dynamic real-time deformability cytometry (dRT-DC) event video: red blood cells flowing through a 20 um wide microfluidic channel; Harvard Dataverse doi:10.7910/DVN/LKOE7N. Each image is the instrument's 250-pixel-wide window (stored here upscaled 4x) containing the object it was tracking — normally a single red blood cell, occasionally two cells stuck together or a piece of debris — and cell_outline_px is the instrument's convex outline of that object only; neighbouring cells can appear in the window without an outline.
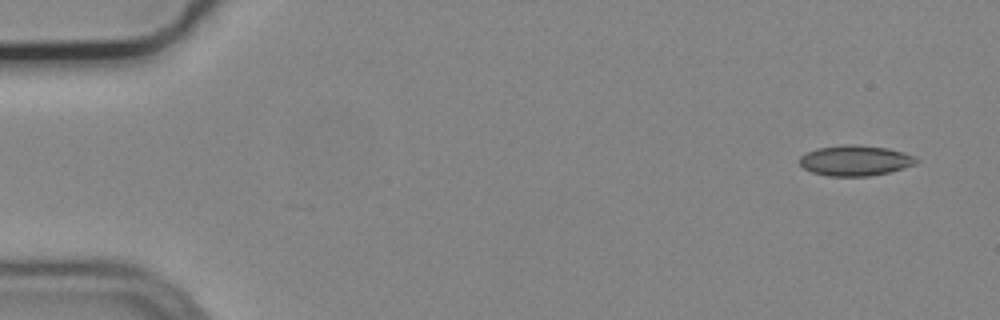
{"species": "common noctule bat (a hibernating species)", "species_latin": "Nyctalus noctula", "temperature_condition": "cold", "stored_images_in_passage": 4, "segment_of_instrument_passage": [2, 2], "camera_frame_rate_fps": 3000, "um_per_image_px": 0.085, "animal": {"sex": "male", "body_mass_g": 19.2, "forearm_length_mm": 51.8}, "frame": {"image": 1, "passage_image": 4, "time_ms": 1.0, "image_size_px": [1000, 320], "cell_outline_px": [[920, 160], [916, 164], [904, 168], [888, 172], [868, 176], [828, 176], [812, 172], [804, 168], [800, 164], [800, 156], [804, 152], [816, 148], [844, 144], [860, 144], [888, 148], [904, 152], [916, 156]], "centroid_in_image_um": [72.71, 13.63], "position_along_channel_um": 12.3, "area_um2": 21.04}}